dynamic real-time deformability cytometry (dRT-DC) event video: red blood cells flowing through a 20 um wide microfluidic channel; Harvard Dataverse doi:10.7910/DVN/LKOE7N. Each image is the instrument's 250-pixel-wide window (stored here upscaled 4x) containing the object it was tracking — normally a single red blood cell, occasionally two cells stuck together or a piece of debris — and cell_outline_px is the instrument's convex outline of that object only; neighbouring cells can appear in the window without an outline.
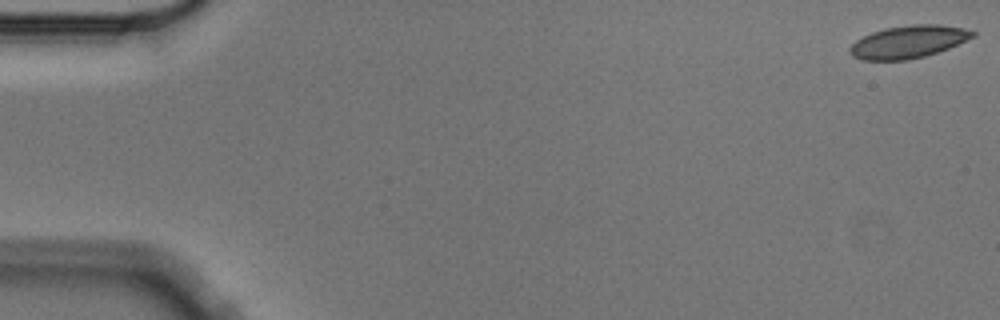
{"species": "Egyptian fruit bat (a non-hibernating species)", "species_latin": "Rousettus aegyptiacus", "temperature_condition": "cold", "stored_images_in_passage": 6, "camera_frame_rate_fps": 3000, "um_per_image_px": 0.085, "animal": {"sex": "male"}, "frame": {"image": 1, "passage_image": 1, "time_ms": 0.0, "image_size_px": [1000, 320], "cell_outline_px": [[976, 36], [948, 48], [924, 56], [908, 60], [860, 60], [852, 56], [848, 52], [848, 48], [856, 40], [872, 32], [884, 28], [912, 24], [940, 24], [960, 28], [976, 32]], "centroid_in_image_um": [77.17, 3.56], "position_along_channel_um": 7.8, "area_um2": 23.29}}
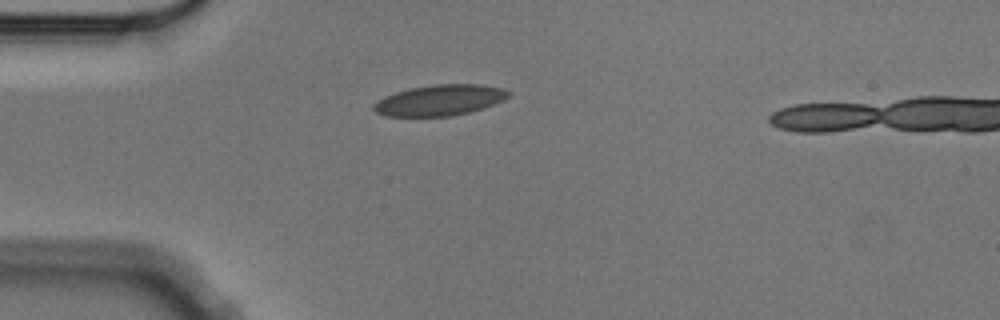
{"frame": {"image": 2, "passage_image": 5, "time_ms": 1.333, "image_size_px": [1000, 320], "cell_outline_px": [[512, 92], [504, 100], [484, 108], [468, 112], [448, 116], [384, 116], [376, 112], [372, 108], [372, 104], [384, 96], [396, 92], [412, 88], [436, 84], [480, 84], [504, 88]], "centroid_in_image_um": [37.39, 8.51], "position_along_channel_um": 47.6, "area_um2": 24.22}}